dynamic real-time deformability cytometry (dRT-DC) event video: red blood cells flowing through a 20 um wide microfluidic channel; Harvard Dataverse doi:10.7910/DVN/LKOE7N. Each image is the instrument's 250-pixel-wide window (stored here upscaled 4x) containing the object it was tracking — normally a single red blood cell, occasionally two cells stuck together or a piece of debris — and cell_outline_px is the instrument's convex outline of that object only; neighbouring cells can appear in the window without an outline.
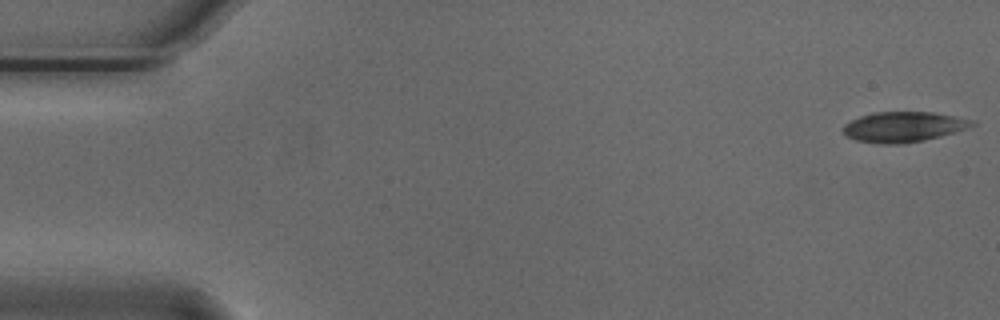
{"species": "Egyptian fruit bat (a non-hibernating species)", "species_latin": "Rousettus aegyptiacus", "temperature_condition": "cold", "stored_images_in_passage": 55, "camera_frame_rate_fps": 3000, "um_per_image_px": 0.085, "animal": {"sex": "male"}, "frame": {"image": 1, "passage_image": 1, "time_ms": 0.0, "image_size_px": [1000, 320], "cell_outline_px": [[976, 124], [968, 128], [940, 136], [924, 140], [904, 144], [880, 144], [856, 140], [844, 136], [844, 124], [860, 116], [872, 112], [932, 112], [956, 116], [972, 120]], "centroid_in_image_um": [76.78, 10.79], "position_along_channel_um": 8.2, "area_um2": 22.77}}
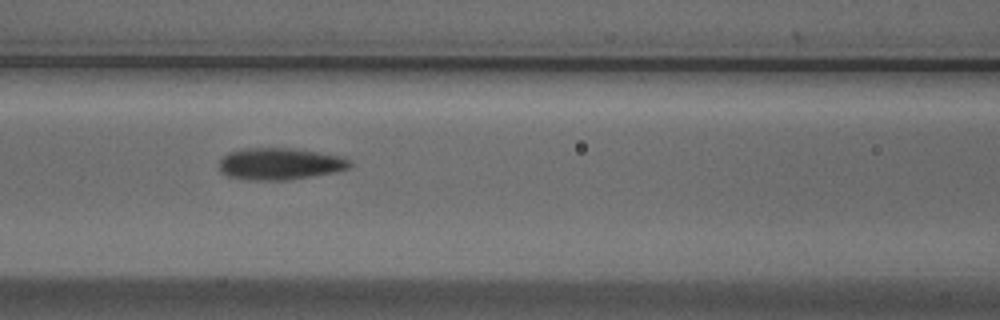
{"frame": {"image": 2, "passage_image": 23, "time_ms": 7.333, "image_size_px": [1000, 320], "cell_outline_px": [[352, 168], [336, 172], [288, 180], [248, 180], [228, 176], [220, 172], [220, 160], [228, 152], [244, 148], [292, 148], [320, 152], [340, 156], [352, 160]], "centroid_in_image_um": [23.83, 13.92], "position_along_channel_um": 142.8, "area_um2": 24.51}}
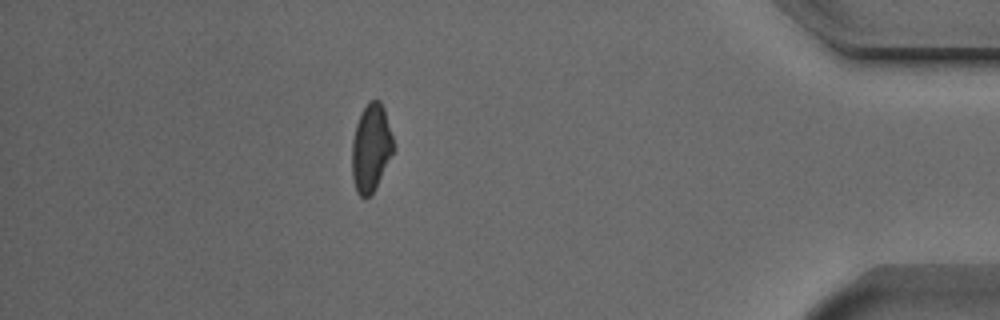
{"frame": {"image": 3, "passage_image": 48, "time_ms": 15.667, "image_size_px": [1000, 320], "cell_outline_px": [[392, 152], [372, 192], [364, 200], [356, 192], [352, 176], [352, 140], [356, 124], [368, 100], [380, 100], [384, 108], [392, 136]], "centroid_in_image_um": [31.49, 12.55], "position_along_channel_um": 403.7, "area_um2": 20.58}, "authors_computed_cell_mechanics": {"area_um2": 23.1778, "velocity_mm_per_s": 3.7091, "shape_relaxation_time_tau1_ms": 8.7911, "shape_relaxation_time_tau2_ms": 3.4951, "deformation_change_tau1": 0.1815, "deformation_change_tau2": 0.089}}